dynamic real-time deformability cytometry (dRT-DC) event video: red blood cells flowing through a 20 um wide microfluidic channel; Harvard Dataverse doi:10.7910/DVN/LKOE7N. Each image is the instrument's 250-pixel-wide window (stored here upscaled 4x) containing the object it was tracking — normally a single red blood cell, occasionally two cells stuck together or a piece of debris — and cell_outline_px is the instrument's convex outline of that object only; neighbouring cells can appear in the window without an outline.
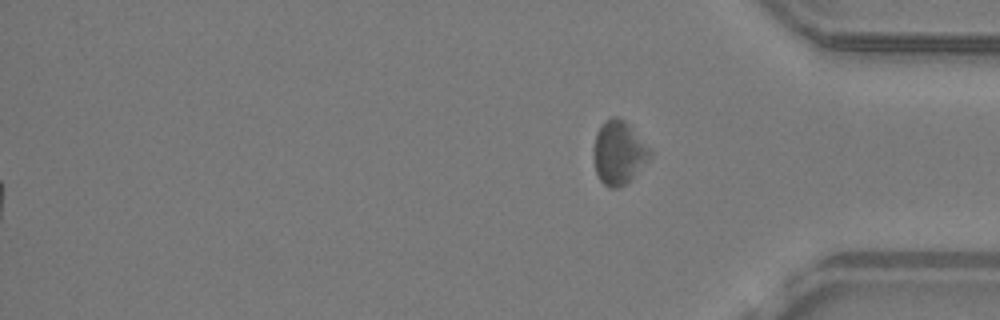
{"species": "common noctule bat (a hibernating species)", "species_latin": "Nyctalus noctula", "temperature_condition": "warm", "stored_images_in_passage": 51, "camera_frame_rate_fps": 3000, "um_per_image_px": 0.085, "animal": {"sex": "male", "body_mass_g": 19.2, "forearm_length_mm": 51.8}, "frame": {"image": 1, "passage_image": 51, "time_ms": 16.667, "image_size_px": [1000, 320], "cell_outline_px": [[652, 156], [632, 180], [628, 184], [620, 188], [608, 188], [600, 180], [596, 172], [592, 160], [592, 148], [596, 132], [600, 124], [604, 120], [612, 116], [616, 116], [624, 120], [652, 148]], "centroid_in_image_um": [52.59, 12.99], "position_along_channel_um": 382.6, "area_um2": 21.73}, "authors_computed_cell_mechanics": {"area_um2": 16.1262, "velocity_mm_per_s": 4.1557, "shape_relaxation_time_tau1_ms": null, "shape_relaxation_time_tau2_ms": 3.6161, "deformation_change_tau1": null, "deformation_change_tau2": 0.0944}}